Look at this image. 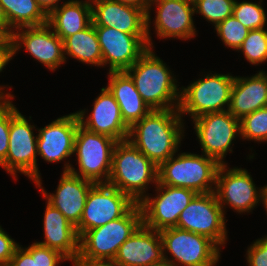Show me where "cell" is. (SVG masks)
<instances>
[{"label":"cell","mask_w":267,"mask_h":266,"mask_svg":"<svg viewBox=\"0 0 267 266\" xmlns=\"http://www.w3.org/2000/svg\"><path fill=\"white\" fill-rule=\"evenodd\" d=\"M184 124L179 109L151 110L129 128L127 140L159 167L180 151Z\"/></svg>","instance_id":"obj_1"},{"label":"cell","mask_w":267,"mask_h":266,"mask_svg":"<svg viewBox=\"0 0 267 266\" xmlns=\"http://www.w3.org/2000/svg\"><path fill=\"white\" fill-rule=\"evenodd\" d=\"M125 72L151 110L179 108L180 85L176 75L153 48H148Z\"/></svg>","instance_id":"obj_2"},{"label":"cell","mask_w":267,"mask_h":266,"mask_svg":"<svg viewBox=\"0 0 267 266\" xmlns=\"http://www.w3.org/2000/svg\"><path fill=\"white\" fill-rule=\"evenodd\" d=\"M158 183V167L129 140L118 141L112 157L107 184L129 195L139 203L150 185Z\"/></svg>","instance_id":"obj_3"},{"label":"cell","mask_w":267,"mask_h":266,"mask_svg":"<svg viewBox=\"0 0 267 266\" xmlns=\"http://www.w3.org/2000/svg\"><path fill=\"white\" fill-rule=\"evenodd\" d=\"M220 163L202 153L179 152L158 167V183L188 188L197 194L215 191Z\"/></svg>","instance_id":"obj_4"},{"label":"cell","mask_w":267,"mask_h":266,"mask_svg":"<svg viewBox=\"0 0 267 266\" xmlns=\"http://www.w3.org/2000/svg\"><path fill=\"white\" fill-rule=\"evenodd\" d=\"M117 142L107 135L89 131L79 124L74 139L78 170L69 159L65 162L63 171H70L94 183H107Z\"/></svg>","instance_id":"obj_5"},{"label":"cell","mask_w":267,"mask_h":266,"mask_svg":"<svg viewBox=\"0 0 267 266\" xmlns=\"http://www.w3.org/2000/svg\"><path fill=\"white\" fill-rule=\"evenodd\" d=\"M187 87H180L179 112L181 117L189 115L191 120L229 108L231 90L235 76L230 73L211 72L201 75Z\"/></svg>","instance_id":"obj_6"},{"label":"cell","mask_w":267,"mask_h":266,"mask_svg":"<svg viewBox=\"0 0 267 266\" xmlns=\"http://www.w3.org/2000/svg\"><path fill=\"white\" fill-rule=\"evenodd\" d=\"M142 224V212L136 203L123 217L85 231L79 237L76 260H114L120 246Z\"/></svg>","instance_id":"obj_7"},{"label":"cell","mask_w":267,"mask_h":266,"mask_svg":"<svg viewBox=\"0 0 267 266\" xmlns=\"http://www.w3.org/2000/svg\"><path fill=\"white\" fill-rule=\"evenodd\" d=\"M10 99V129L9 146L6 160L0 165L15 180L18 174H24L33 183L40 178L37 160V131L36 125H32L25 115L16 108Z\"/></svg>","instance_id":"obj_8"},{"label":"cell","mask_w":267,"mask_h":266,"mask_svg":"<svg viewBox=\"0 0 267 266\" xmlns=\"http://www.w3.org/2000/svg\"><path fill=\"white\" fill-rule=\"evenodd\" d=\"M159 233L164 260L172 266H217L220 261L221 248L204 235L177 227L167 228Z\"/></svg>","instance_id":"obj_9"},{"label":"cell","mask_w":267,"mask_h":266,"mask_svg":"<svg viewBox=\"0 0 267 266\" xmlns=\"http://www.w3.org/2000/svg\"><path fill=\"white\" fill-rule=\"evenodd\" d=\"M155 4V5H154ZM156 9H154L155 7ZM155 10V19H151V10ZM193 0H151L146 12V30L149 48H154L151 36V23L156 38L188 41L197 35L194 21Z\"/></svg>","instance_id":"obj_10"},{"label":"cell","mask_w":267,"mask_h":266,"mask_svg":"<svg viewBox=\"0 0 267 266\" xmlns=\"http://www.w3.org/2000/svg\"><path fill=\"white\" fill-rule=\"evenodd\" d=\"M22 48L49 71H56L61 64H66L63 40L47 23L22 27L12 32L8 40L9 63Z\"/></svg>","instance_id":"obj_11"},{"label":"cell","mask_w":267,"mask_h":266,"mask_svg":"<svg viewBox=\"0 0 267 266\" xmlns=\"http://www.w3.org/2000/svg\"><path fill=\"white\" fill-rule=\"evenodd\" d=\"M191 121L201 152L220 164H227L224 159L228 152H233V140L240 137V120L226 110L207 113Z\"/></svg>","instance_id":"obj_12"},{"label":"cell","mask_w":267,"mask_h":266,"mask_svg":"<svg viewBox=\"0 0 267 266\" xmlns=\"http://www.w3.org/2000/svg\"><path fill=\"white\" fill-rule=\"evenodd\" d=\"M154 187L156 196L148 193L138 203L142 212V224L156 231L176 227L180 213L197 193L188 188L159 183Z\"/></svg>","instance_id":"obj_13"},{"label":"cell","mask_w":267,"mask_h":266,"mask_svg":"<svg viewBox=\"0 0 267 266\" xmlns=\"http://www.w3.org/2000/svg\"><path fill=\"white\" fill-rule=\"evenodd\" d=\"M226 216L215 192L197 194L180 213L177 228L204 235L220 248L226 246Z\"/></svg>","instance_id":"obj_14"},{"label":"cell","mask_w":267,"mask_h":266,"mask_svg":"<svg viewBox=\"0 0 267 266\" xmlns=\"http://www.w3.org/2000/svg\"><path fill=\"white\" fill-rule=\"evenodd\" d=\"M136 202L127 194L107 183H95L89 190L83 214L76 226L79 237L123 217Z\"/></svg>","instance_id":"obj_15"},{"label":"cell","mask_w":267,"mask_h":266,"mask_svg":"<svg viewBox=\"0 0 267 266\" xmlns=\"http://www.w3.org/2000/svg\"><path fill=\"white\" fill-rule=\"evenodd\" d=\"M261 190L247 169L229 168L228 163L220 165L214 192L224 214L227 206L238 214L251 213L261 204Z\"/></svg>","instance_id":"obj_16"},{"label":"cell","mask_w":267,"mask_h":266,"mask_svg":"<svg viewBox=\"0 0 267 266\" xmlns=\"http://www.w3.org/2000/svg\"><path fill=\"white\" fill-rule=\"evenodd\" d=\"M102 53V68L128 70L149 48L147 34H127L115 28L95 26Z\"/></svg>","instance_id":"obj_17"},{"label":"cell","mask_w":267,"mask_h":266,"mask_svg":"<svg viewBox=\"0 0 267 266\" xmlns=\"http://www.w3.org/2000/svg\"><path fill=\"white\" fill-rule=\"evenodd\" d=\"M41 178L34 183L44 200L47 199L49 204L60 210L65 218L76 227L81 220L89 190L95 183L70 171H63L54 193H48L42 186Z\"/></svg>","instance_id":"obj_18"},{"label":"cell","mask_w":267,"mask_h":266,"mask_svg":"<svg viewBox=\"0 0 267 266\" xmlns=\"http://www.w3.org/2000/svg\"><path fill=\"white\" fill-rule=\"evenodd\" d=\"M76 114L58 117L46 126L37 128V154L47 163H59L74 155V139L79 125Z\"/></svg>","instance_id":"obj_19"},{"label":"cell","mask_w":267,"mask_h":266,"mask_svg":"<svg viewBox=\"0 0 267 266\" xmlns=\"http://www.w3.org/2000/svg\"><path fill=\"white\" fill-rule=\"evenodd\" d=\"M92 107L90 114L86 108L76 111L81 126L89 131L107 135L116 141L128 139L129 127L122 119L117 101L106 87L101 88Z\"/></svg>","instance_id":"obj_20"},{"label":"cell","mask_w":267,"mask_h":266,"mask_svg":"<svg viewBox=\"0 0 267 266\" xmlns=\"http://www.w3.org/2000/svg\"><path fill=\"white\" fill-rule=\"evenodd\" d=\"M164 260L159 231L141 224L120 246L114 262L119 266H149Z\"/></svg>","instance_id":"obj_21"},{"label":"cell","mask_w":267,"mask_h":266,"mask_svg":"<svg viewBox=\"0 0 267 266\" xmlns=\"http://www.w3.org/2000/svg\"><path fill=\"white\" fill-rule=\"evenodd\" d=\"M94 26L115 28L127 34H147L146 12L112 0H91Z\"/></svg>","instance_id":"obj_22"},{"label":"cell","mask_w":267,"mask_h":266,"mask_svg":"<svg viewBox=\"0 0 267 266\" xmlns=\"http://www.w3.org/2000/svg\"><path fill=\"white\" fill-rule=\"evenodd\" d=\"M43 214L44 241H35L40 245L55 249L70 262H74L79 255V235L76 227L65 216L46 201Z\"/></svg>","instance_id":"obj_23"},{"label":"cell","mask_w":267,"mask_h":266,"mask_svg":"<svg viewBox=\"0 0 267 266\" xmlns=\"http://www.w3.org/2000/svg\"><path fill=\"white\" fill-rule=\"evenodd\" d=\"M252 76H235L228 111L238 120L267 106V71Z\"/></svg>","instance_id":"obj_24"},{"label":"cell","mask_w":267,"mask_h":266,"mask_svg":"<svg viewBox=\"0 0 267 266\" xmlns=\"http://www.w3.org/2000/svg\"><path fill=\"white\" fill-rule=\"evenodd\" d=\"M106 88L114 96L120 107V113L125 124L130 128L145 117L151 108L143 101L133 80L125 72H108Z\"/></svg>","instance_id":"obj_25"},{"label":"cell","mask_w":267,"mask_h":266,"mask_svg":"<svg viewBox=\"0 0 267 266\" xmlns=\"http://www.w3.org/2000/svg\"><path fill=\"white\" fill-rule=\"evenodd\" d=\"M47 24L64 40L92 24L91 0H68L47 15Z\"/></svg>","instance_id":"obj_26"},{"label":"cell","mask_w":267,"mask_h":266,"mask_svg":"<svg viewBox=\"0 0 267 266\" xmlns=\"http://www.w3.org/2000/svg\"><path fill=\"white\" fill-rule=\"evenodd\" d=\"M64 56L73 58L83 64L102 67V53L95 26H90L63 40Z\"/></svg>","instance_id":"obj_27"},{"label":"cell","mask_w":267,"mask_h":266,"mask_svg":"<svg viewBox=\"0 0 267 266\" xmlns=\"http://www.w3.org/2000/svg\"><path fill=\"white\" fill-rule=\"evenodd\" d=\"M12 32L22 27L40 26L47 23V14L36 0H0Z\"/></svg>","instance_id":"obj_28"},{"label":"cell","mask_w":267,"mask_h":266,"mask_svg":"<svg viewBox=\"0 0 267 266\" xmlns=\"http://www.w3.org/2000/svg\"><path fill=\"white\" fill-rule=\"evenodd\" d=\"M237 51L251 65L264 64L267 61V28L250 30Z\"/></svg>","instance_id":"obj_29"},{"label":"cell","mask_w":267,"mask_h":266,"mask_svg":"<svg viewBox=\"0 0 267 266\" xmlns=\"http://www.w3.org/2000/svg\"><path fill=\"white\" fill-rule=\"evenodd\" d=\"M243 141L267 142V106L240 120V138Z\"/></svg>","instance_id":"obj_30"},{"label":"cell","mask_w":267,"mask_h":266,"mask_svg":"<svg viewBox=\"0 0 267 266\" xmlns=\"http://www.w3.org/2000/svg\"><path fill=\"white\" fill-rule=\"evenodd\" d=\"M263 0L258 3L235 0L233 16L250 30L265 28L267 14L263 8Z\"/></svg>","instance_id":"obj_31"},{"label":"cell","mask_w":267,"mask_h":266,"mask_svg":"<svg viewBox=\"0 0 267 266\" xmlns=\"http://www.w3.org/2000/svg\"><path fill=\"white\" fill-rule=\"evenodd\" d=\"M195 14L216 27L227 17L233 15L235 0H193Z\"/></svg>","instance_id":"obj_32"},{"label":"cell","mask_w":267,"mask_h":266,"mask_svg":"<svg viewBox=\"0 0 267 266\" xmlns=\"http://www.w3.org/2000/svg\"><path fill=\"white\" fill-rule=\"evenodd\" d=\"M214 30L223 44L234 51L238 50L250 31L233 15L219 23Z\"/></svg>","instance_id":"obj_33"},{"label":"cell","mask_w":267,"mask_h":266,"mask_svg":"<svg viewBox=\"0 0 267 266\" xmlns=\"http://www.w3.org/2000/svg\"><path fill=\"white\" fill-rule=\"evenodd\" d=\"M34 259V266H58L64 261H69L59 251L32 242L31 245L25 247Z\"/></svg>","instance_id":"obj_34"},{"label":"cell","mask_w":267,"mask_h":266,"mask_svg":"<svg viewBox=\"0 0 267 266\" xmlns=\"http://www.w3.org/2000/svg\"><path fill=\"white\" fill-rule=\"evenodd\" d=\"M10 100L0 103V165L6 160L9 146Z\"/></svg>","instance_id":"obj_35"},{"label":"cell","mask_w":267,"mask_h":266,"mask_svg":"<svg viewBox=\"0 0 267 266\" xmlns=\"http://www.w3.org/2000/svg\"><path fill=\"white\" fill-rule=\"evenodd\" d=\"M245 256L249 266H267V235L251 243Z\"/></svg>","instance_id":"obj_36"},{"label":"cell","mask_w":267,"mask_h":266,"mask_svg":"<svg viewBox=\"0 0 267 266\" xmlns=\"http://www.w3.org/2000/svg\"><path fill=\"white\" fill-rule=\"evenodd\" d=\"M19 245L0 225V266L9 265Z\"/></svg>","instance_id":"obj_37"},{"label":"cell","mask_w":267,"mask_h":266,"mask_svg":"<svg viewBox=\"0 0 267 266\" xmlns=\"http://www.w3.org/2000/svg\"><path fill=\"white\" fill-rule=\"evenodd\" d=\"M8 266H34V259L25 247L19 245Z\"/></svg>","instance_id":"obj_38"},{"label":"cell","mask_w":267,"mask_h":266,"mask_svg":"<svg viewBox=\"0 0 267 266\" xmlns=\"http://www.w3.org/2000/svg\"><path fill=\"white\" fill-rule=\"evenodd\" d=\"M9 63V56H8V51H0V73L6 68V65H8ZM8 89H11L12 86H8V85H0V103L9 101L10 99H13L15 96L13 95V93L11 94L10 92H6L8 91ZM5 90V91H4Z\"/></svg>","instance_id":"obj_39"},{"label":"cell","mask_w":267,"mask_h":266,"mask_svg":"<svg viewBox=\"0 0 267 266\" xmlns=\"http://www.w3.org/2000/svg\"><path fill=\"white\" fill-rule=\"evenodd\" d=\"M73 266H119L113 260H75Z\"/></svg>","instance_id":"obj_40"},{"label":"cell","mask_w":267,"mask_h":266,"mask_svg":"<svg viewBox=\"0 0 267 266\" xmlns=\"http://www.w3.org/2000/svg\"><path fill=\"white\" fill-rule=\"evenodd\" d=\"M0 33L9 40L10 38V26L7 21V17L5 15V12L0 5Z\"/></svg>","instance_id":"obj_41"},{"label":"cell","mask_w":267,"mask_h":266,"mask_svg":"<svg viewBox=\"0 0 267 266\" xmlns=\"http://www.w3.org/2000/svg\"><path fill=\"white\" fill-rule=\"evenodd\" d=\"M38 5L48 15L52 10L58 7L61 0H36Z\"/></svg>","instance_id":"obj_42"},{"label":"cell","mask_w":267,"mask_h":266,"mask_svg":"<svg viewBox=\"0 0 267 266\" xmlns=\"http://www.w3.org/2000/svg\"><path fill=\"white\" fill-rule=\"evenodd\" d=\"M143 9L147 12L151 0H112Z\"/></svg>","instance_id":"obj_43"},{"label":"cell","mask_w":267,"mask_h":266,"mask_svg":"<svg viewBox=\"0 0 267 266\" xmlns=\"http://www.w3.org/2000/svg\"><path fill=\"white\" fill-rule=\"evenodd\" d=\"M261 203L264 207V209L266 210V214H267V185L261 187Z\"/></svg>","instance_id":"obj_44"},{"label":"cell","mask_w":267,"mask_h":266,"mask_svg":"<svg viewBox=\"0 0 267 266\" xmlns=\"http://www.w3.org/2000/svg\"><path fill=\"white\" fill-rule=\"evenodd\" d=\"M0 51H8V40L0 33Z\"/></svg>","instance_id":"obj_45"},{"label":"cell","mask_w":267,"mask_h":266,"mask_svg":"<svg viewBox=\"0 0 267 266\" xmlns=\"http://www.w3.org/2000/svg\"><path fill=\"white\" fill-rule=\"evenodd\" d=\"M149 266H172V265L169 262H167L166 260H163L160 263L151 264Z\"/></svg>","instance_id":"obj_46"}]
</instances>
